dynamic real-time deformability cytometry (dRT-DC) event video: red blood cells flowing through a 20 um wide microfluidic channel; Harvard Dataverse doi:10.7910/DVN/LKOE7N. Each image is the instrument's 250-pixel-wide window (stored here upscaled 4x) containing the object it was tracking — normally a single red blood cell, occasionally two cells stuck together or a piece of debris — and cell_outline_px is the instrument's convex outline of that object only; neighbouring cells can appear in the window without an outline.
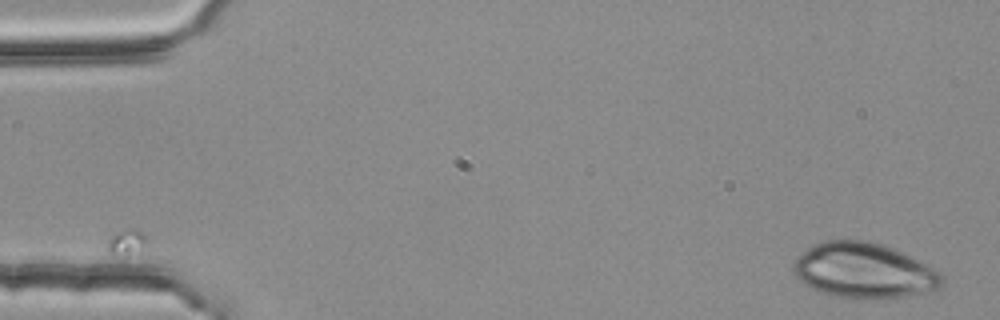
{"species": "common noctule bat (a hibernating species)", "species_latin": "Nyctalus noctula", "temperature_condition": "room temperature", "stored_images_in_passage": 4, "camera_frame_rate_fps": 3000, "um_per_image_px": 0.085, "animal": {"sex": "female", "body_mass_g": 25.1}, "frame": {"image": 1, "passage_image": 1, "time_ms": 0.0, "image_size_px": [1000, 320], "cell_outline_px": [[944, 280], [940, 288], [932, 292], [908, 296], [868, 300], [836, 296], [812, 288], [804, 284], [792, 272], [792, 268], [800, 252], [824, 240], [872, 240], [904, 252], [928, 264], [940, 272], [944, 276]], "centroid_in_image_um": [73.49, 23.0], "position_along_channel_um": 11.5, "area_um2": 48.55}}